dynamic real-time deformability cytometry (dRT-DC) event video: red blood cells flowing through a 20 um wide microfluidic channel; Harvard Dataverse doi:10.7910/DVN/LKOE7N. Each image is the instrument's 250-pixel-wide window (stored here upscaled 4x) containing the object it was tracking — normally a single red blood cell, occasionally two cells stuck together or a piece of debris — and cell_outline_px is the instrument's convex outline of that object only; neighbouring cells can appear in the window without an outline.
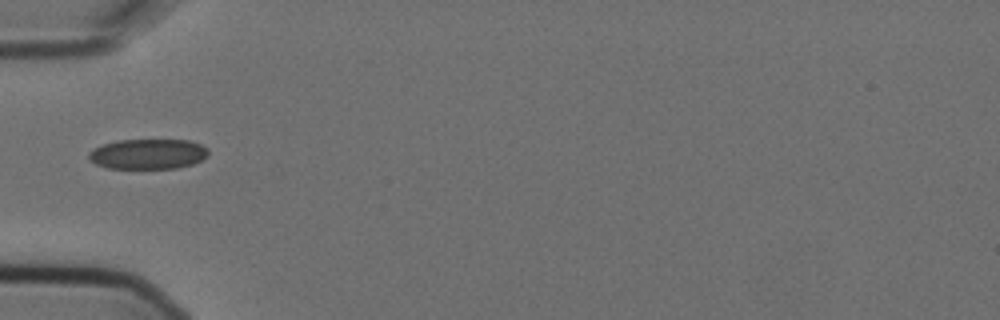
{"species": "Egyptian fruit bat (a non-hibernating species)", "species_latin": "Rousettus aegyptiacus", "temperature_condition": "cold", "stored_images_in_passage": 1, "camera_frame_rate_fps": 3000, "um_per_image_px": 0.085, "animal": {"sex": "female"}, "frame": {"image": 1, "passage_image": 1, "time_ms": 0.0, "image_size_px": [1000, 320], "cell_outline_px": [[208, 156], [192, 164], [176, 168], [108, 168], [96, 164], [88, 160], [88, 152], [92, 148], [116, 140], [188, 140], [200, 144], [208, 148]], "centroid_in_image_um": [12.55, 13.08], "position_along_channel_um": 72.5, "area_um2": 21.1}}